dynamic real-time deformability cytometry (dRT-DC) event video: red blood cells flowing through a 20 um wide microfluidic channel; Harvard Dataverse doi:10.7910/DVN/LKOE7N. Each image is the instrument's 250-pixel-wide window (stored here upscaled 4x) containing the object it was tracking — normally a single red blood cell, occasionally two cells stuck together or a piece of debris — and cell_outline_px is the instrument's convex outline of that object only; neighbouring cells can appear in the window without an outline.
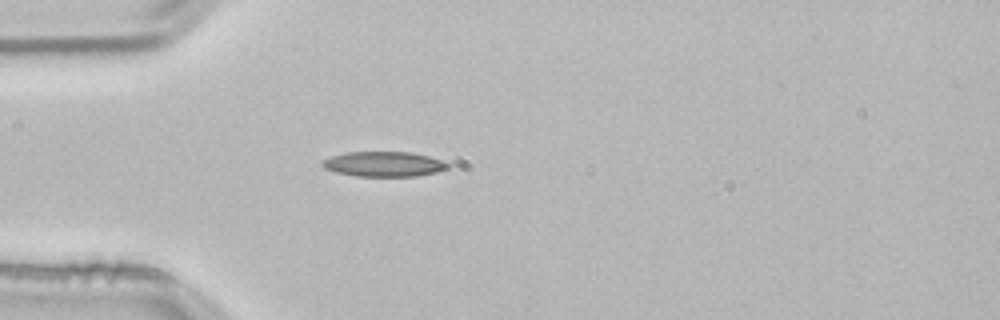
{"species": "common noctule bat (a hibernating species)", "species_latin": "Nyctalus noctula", "temperature_condition": "room temperature", "stored_images_in_passage": 39, "camera_frame_rate_fps": 3000, "um_per_image_px": 0.085, "animal": {"sex": "male", "body_mass_g": 21.5, "forearm_length_mm": 52.0}, "frame": {"image": 1, "passage_image": 1, "time_ms": 0.0, "image_size_px": [1000, 320], "cell_outline_px": [[452, 164], [448, 168], [436, 172], [416, 176], [356, 176], [336, 172], [324, 168], [320, 164], [320, 160], [344, 152], [412, 152], [428, 156]], "centroid_in_image_um": [32.6, 13.94], "position_along_channel_um": 52.4, "area_um2": 18.38}}
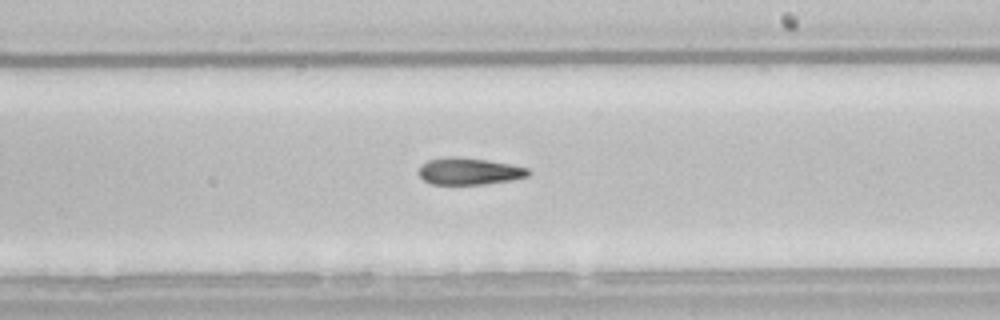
{"frame": {"image": 2, "passage_image": 17, "time_ms": 5.333, "image_size_px": [1000, 320], "cell_outline_px": [[532, 172], [528, 176], [508, 180], [484, 184], [432, 184], [424, 180], [420, 176], [420, 164], [428, 160], [448, 156], [456, 156], [488, 160], [512, 164], [528, 168]], "centroid_in_image_um": [39.88, 14.54], "position_along_channel_um": 249.1, "area_um2": 17.17}}
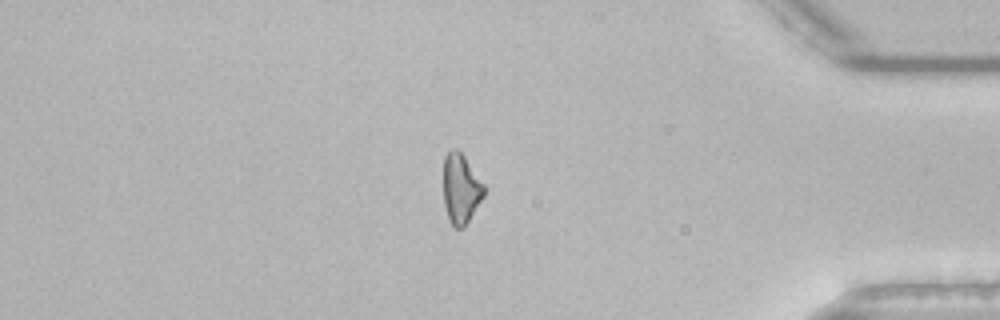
{"frame": {"image": 3, "passage_image": 31, "time_ms": 10.0, "image_size_px": [1000, 320], "cell_outline_px": [[484, 196], [464, 228], [456, 228], [448, 220], [444, 204], [444, 156], [452, 148], [456, 148], [464, 156], [484, 184]], "centroid_in_image_um": [39.17, 16.05], "position_along_channel_um": 396.0, "area_um2": 16.47}}